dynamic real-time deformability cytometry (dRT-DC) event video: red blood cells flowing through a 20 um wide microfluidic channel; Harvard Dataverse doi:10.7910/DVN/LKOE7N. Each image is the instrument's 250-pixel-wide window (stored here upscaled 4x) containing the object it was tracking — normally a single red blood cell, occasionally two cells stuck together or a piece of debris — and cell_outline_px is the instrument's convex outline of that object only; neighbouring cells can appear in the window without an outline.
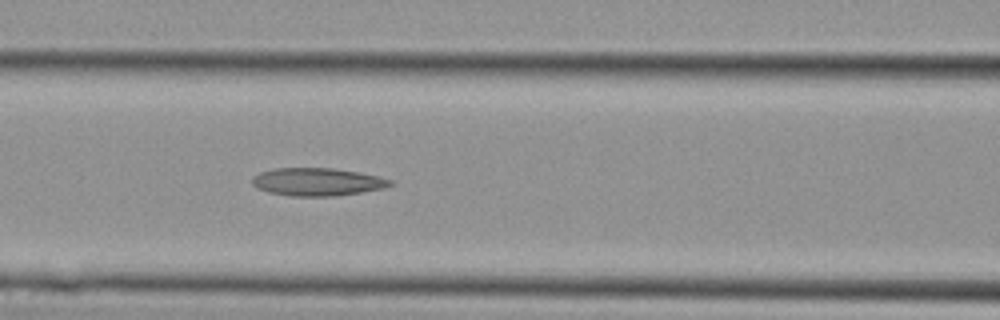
{"species": "Egyptian fruit bat (a non-hibernating species)", "species_latin": "Rousettus aegyptiacus", "temperature_condition": "cold", "stored_images_in_passage": 12, "camera_frame_rate_fps": 3000, "um_per_image_px": 0.085, "animal": {"sex": "female"}, "frame": {"image": 1, "passage_image": 12, "time_ms": 3.667, "image_size_px": [1000, 320], "cell_outline_px": [[396, 184], [384, 188], [336, 196], [292, 196], [268, 192], [256, 188], [252, 184], [252, 176], [260, 172], [276, 168], [332, 168], [360, 172], [380, 176], [396, 180]], "centroid_in_image_um": [27.02, 15.45], "position_along_channel_um": 139.6, "area_um2": 22.72}}